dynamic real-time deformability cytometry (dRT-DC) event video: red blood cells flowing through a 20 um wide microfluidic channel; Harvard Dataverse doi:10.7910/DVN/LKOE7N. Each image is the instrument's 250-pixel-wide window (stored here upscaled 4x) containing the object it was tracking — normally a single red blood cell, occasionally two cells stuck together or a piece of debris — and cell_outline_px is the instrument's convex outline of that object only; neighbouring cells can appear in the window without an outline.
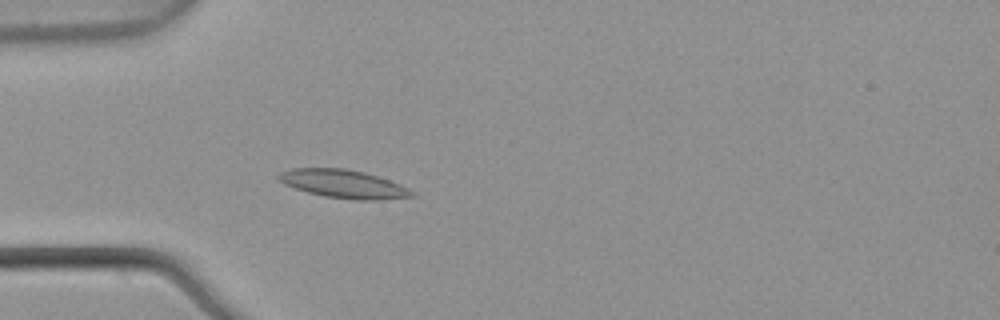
{"species": "common noctule bat (a hibernating species)", "species_latin": "Nyctalus noctula", "temperature_condition": "warm", "stored_images_in_passage": 4, "camera_frame_rate_fps": 3000, "um_per_image_px": 0.085, "animal": {"sex": "male", "body_mass_g": 21.5, "forearm_length_mm": 52.0}, "frame": {"image": 1, "passage_image": 4, "time_ms": 1.0, "image_size_px": [1000, 320], "cell_outline_px": [[416, 196], [380, 200], [356, 200], [324, 196], [308, 192], [284, 184], [276, 176], [280, 172], [292, 168], [344, 168], [364, 172], [400, 184], [416, 192]], "centroid_in_image_um": [29.22, 15.64], "position_along_channel_um": 55.8, "area_um2": 21.91}}